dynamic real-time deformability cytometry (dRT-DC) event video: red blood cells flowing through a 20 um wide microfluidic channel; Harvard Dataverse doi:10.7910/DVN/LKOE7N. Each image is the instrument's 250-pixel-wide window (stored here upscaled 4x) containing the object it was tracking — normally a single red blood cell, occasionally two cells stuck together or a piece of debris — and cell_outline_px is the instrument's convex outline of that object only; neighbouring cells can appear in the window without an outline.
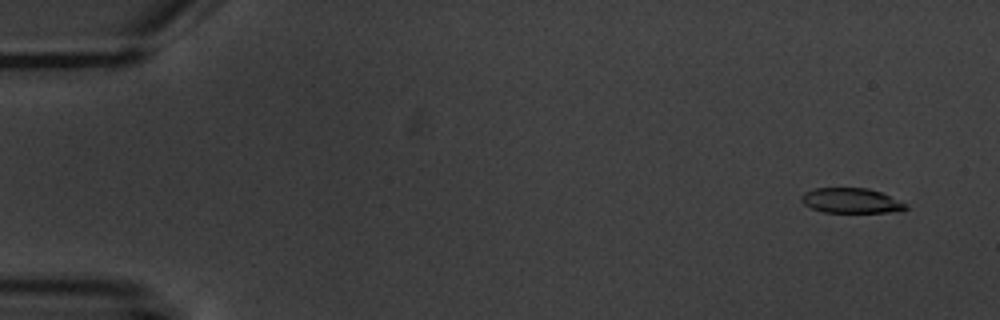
{"species": "common noctule bat (a hibernating species)", "species_latin": "Nyctalus noctula", "temperature_condition": "warm", "stored_images_in_passage": 5, "camera_frame_rate_fps": 3000, "um_per_image_px": 0.085, "animal": {"sex": "male", "body_mass_g": 20.1, "forearm_length_mm": 53.5}, "frame": {"image": 1, "passage_image": 1, "time_ms": 0.0, "image_size_px": [1000, 320], "cell_outline_px": [[908, 208], [888, 212], [824, 212], [812, 208], [804, 204], [800, 200], [800, 196], [804, 192], [816, 188], [868, 188], [880, 192], [904, 204]], "centroid_in_image_um": [72.25, 17.04], "position_along_channel_um": 12.8, "area_um2": 14.85}}